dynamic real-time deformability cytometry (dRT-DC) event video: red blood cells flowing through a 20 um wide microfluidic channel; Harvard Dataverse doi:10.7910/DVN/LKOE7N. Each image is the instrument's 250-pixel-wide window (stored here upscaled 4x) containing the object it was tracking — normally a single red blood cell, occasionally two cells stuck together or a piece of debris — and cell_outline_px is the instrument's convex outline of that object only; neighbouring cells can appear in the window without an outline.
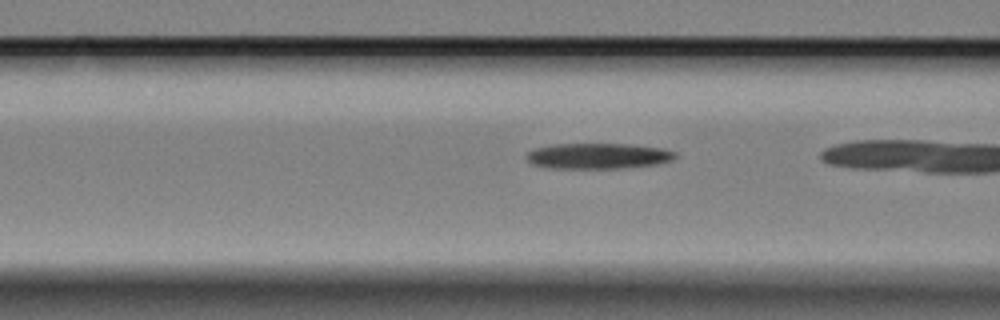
{"species": "Egyptian fruit bat (a non-hibernating species)", "species_latin": "Rousettus aegyptiacus", "temperature_condition": "cold", "stored_images_in_passage": 31, "camera_frame_rate_fps": 3000, "um_per_image_px": 0.085, "animal": {"sex": "female"}, "frame": {"image": 1, "passage_image": 19, "time_ms": 6.0, "image_size_px": [1000, 320], "cell_outline_px": [[676, 156], [672, 160], [660, 164], [624, 168], [548, 168], [532, 164], [524, 156], [528, 152], [536, 148], [552, 144], [632, 144], [664, 148], [676, 152]], "centroid_in_image_um": [50.87, 13.26], "position_along_channel_um": 115.7, "area_um2": 22.48}}
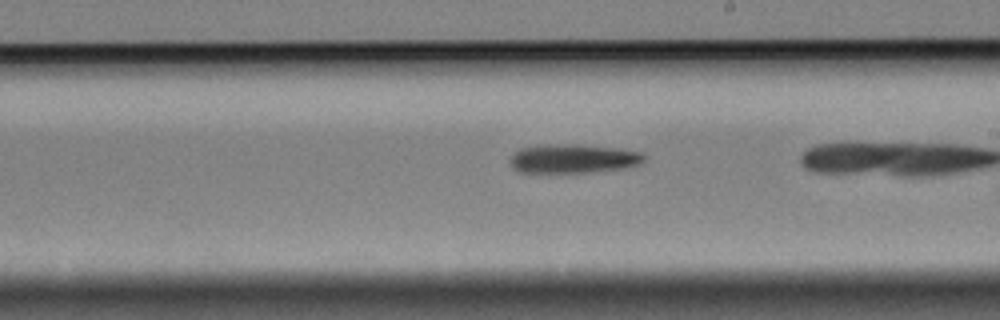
{"frame": {"image": 2, "passage_image": 30, "time_ms": 9.667, "image_size_px": [1000, 320], "cell_outline_px": [[648, 156], [640, 164], [624, 168], [588, 172], [520, 172], [512, 168], [508, 160], [520, 148], [568, 144], [576, 144], [616, 148], [640, 152]], "centroid_in_image_um": [48.75, 13.49], "position_along_channel_um": 240.2, "area_um2": 22.31}}